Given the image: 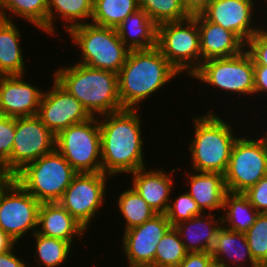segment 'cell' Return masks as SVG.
<instances>
[{
    "mask_svg": "<svg viewBox=\"0 0 267 267\" xmlns=\"http://www.w3.org/2000/svg\"><path fill=\"white\" fill-rule=\"evenodd\" d=\"M138 110L123 109L98 117L102 172L113 179L147 166L143 152V119Z\"/></svg>",
    "mask_w": 267,
    "mask_h": 267,
    "instance_id": "obj_1",
    "label": "cell"
},
{
    "mask_svg": "<svg viewBox=\"0 0 267 267\" xmlns=\"http://www.w3.org/2000/svg\"><path fill=\"white\" fill-rule=\"evenodd\" d=\"M175 76L179 77L180 73L157 47L130 50L118 73V95L122 108H140L144 100L159 93Z\"/></svg>",
    "mask_w": 267,
    "mask_h": 267,
    "instance_id": "obj_2",
    "label": "cell"
},
{
    "mask_svg": "<svg viewBox=\"0 0 267 267\" xmlns=\"http://www.w3.org/2000/svg\"><path fill=\"white\" fill-rule=\"evenodd\" d=\"M53 78L73 95L91 117L123 110L118 95V74L75 62L58 67Z\"/></svg>",
    "mask_w": 267,
    "mask_h": 267,
    "instance_id": "obj_3",
    "label": "cell"
},
{
    "mask_svg": "<svg viewBox=\"0 0 267 267\" xmlns=\"http://www.w3.org/2000/svg\"><path fill=\"white\" fill-rule=\"evenodd\" d=\"M192 118L194 138L187 146L191 156L190 170L224 175L233 144L239 134L234 132L232 124L211 109Z\"/></svg>",
    "mask_w": 267,
    "mask_h": 267,
    "instance_id": "obj_4",
    "label": "cell"
},
{
    "mask_svg": "<svg viewBox=\"0 0 267 267\" xmlns=\"http://www.w3.org/2000/svg\"><path fill=\"white\" fill-rule=\"evenodd\" d=\"M68 35L81 52L78 63L91 68L118 74L130 52L120 40L116 28L85 23L72 28Z\"/></svg>",
    "mask_w": 267,
    "mask_h": 267,
    "instance_id": "obj_5",
    "label": "cell"
},
{
    "mask_svg": "<svg viewBox=\"0 0 267 267\" xmlns=\"http://www.w3.org/2000/svg\"><path fill=\"white\" fill-rule=\"evenodd\" d=\"M76 174L55 149L26 165L13 179L40 203H54L61 199Z\"/></svg>",
    "mask_w": 267,
    "mask_h": 267,
    "instance_id": "obj_6",
    "label": "cell"
},
{
    "mask_svg": "<svg viewBox=\"0 0 267 267\" xmlns=\"http://www.w3.org/2000/svg\"><path fill=\"white\" fill-rule=\"evenodd\" d=\"M156 47L180 74L185 72L186 77L190 78L201 66L200 32L192 16L158 25Z\"/></svg>",
    "mask_w": 267,
    "mask_h": 267,
    "instance_id": "obj_7",
    "label": "cell"
},
{
    "mask_svg": "<svg viewBox=\"0 0 267 267\" xmlns=\"http://www.w3.org/2000/svg\"><path fill=\"white\" fill-rule=\"evenodd\" d=\"M55 149L77 173L102 172L98 117L74 124L56 135Z\"/></svg>",
    "mask_w": 267,
    "mask_h": 267,
    "instance_id": "obj_8",
    "label": "cell"
},
{
    "mask_svg": "<svg viewBox=\"0 0 267 267\" xmlns=\"http://www.w3.org/2000/svg\"><path fill=\"white\" fill-rule=\"evenodd\" d=\"M267 175V136H238L224 173L227 192L244 193Z\"/></svg>",
    "mask_w": 267,
    "mask_h": 267,
    "instance_id": "obj_9",
    "label": "cell"
},
{
    "mask_svg": "<svg viewBox=\"0 0 267 267\" xmlns=\"http://www.w3.org/2000/svg\"><path fill=\"white\" fill-rule=\"evenodd\" d=\"M191 78L224 91V95L254 96V62L246 50L233 57L202 62Z\"/></svg>",
    "mask_w": 267,
    "mask_h": 267,
    "instance_id": "obj_10",
    "label": "cell"
},
{
    "mask_svg": "<svg viewBox=\"0 0 267 267\" xmlns=\"http://www.w3.org/2000/svg\"><path fill=\"white\" fill-rule=\"evenodd\" d=\"M55 139L38 115L15 118L11 156L2 167L13 178L29 163L53 152Z\"/></svg>",
    "mask_w": 267,
    "mask_h": 267,
    "instance_id": "obj_11",
    "label": "cell"
},
{
    "mask_svg": "<svg viewBox=\"0 0 267 267\" xmlns=\"http://www.w3.org/2000/svg\"><path fill=\"white\" fill-rule=\"evenodd\" d=\"M41 203L11 178L0 190V228L16 243L37 231Z\"/></svg>",
    "mask_w": 267,
    "mask_h": 267,
    "instance_id": "obj_12",
    "label": "cell"
},
{
    "mask_svg": "<svg viewBox=\"0 0 267 267\" xmlns=\"http://www.w3.org/2000/svg\"><path fill=\"white\" fill-rule=\"evenodd\" d=\"M109 177L103 172L77 173L58 201L87 230L105 204Z\"/></svg>",
    "mask_w": 267,
    "mask_h": 267,
    "instance_id": "obj_13",
    "label": "cell"
},
{
    "mask_svg": "<svg viewBox=\"0 0 267 267\" xmlns=\"http://www.w3.org/2000/svg\"><path fill=\"white\" fill-rule=\"evenodd\" d=\"M51 88L44 90L38 116L56 136L69 126L91 118L89 113L73 95L65 90L54 78Z\"/></svg>",
    "mask_w": 267,
    "mask_h": 267,
    "instance_id": "obj_14",
    "label": "cell"
},
{
    "mask_svg": "<svg viewBox=\"0 0 267 267\" xmlns=\"http://www.w3.org/2000/svg\"><path fill=\"white\" fill-rule=\"evenodd\" d=\"M255 0H212L200 13L207 21L235 33L246 43L263 25L254 22ZM255 15V16H254ZM257 23V24H256ZM256 24V25H255ZM258 25V27H257ZM260 26V27H259Z\"/></svg>",
    "mask_w": 267,
    "mask_h": 267,
    "instance_id": "obj_15",
    "label": "cell"
},
{
    "mask_svg": "<svg viewBox=\"0 0 267 267\" xmlns=\"http://www.w3.org/2000/svg\"><path fill=\"white\" fill-rule=\"evenodd\" d=\"M171 227L166 214H156L142 225L122 231L126 266L154 263L157 245Z\"/></svg>",
    "mask_w": 267,
    "mask_h": 267,
    "instance_id": "obj_16",
    "label": "cell"
},
{
    "mask_svg": "<svg viewBox=\"0 0 267 267\" xmlns=\"http://www.w3.org/2000/svg\"><path fill=\"white\" fill-rule=\"evenodd\" d=\"M27 75L0 76V115H38L44 90L25 80ZM35 85V86H34Z\"/></svg>",
    "mask_w": 267,
    "mask_h": 267,
    "instance_id": "obj_17",
    "label": "cell"
},
{
    "mask_svg": "<svg viewBox=\"0 0 267 267\" xmlns=\"http://www.w3.org/2000/svg\"><path fill=\"white\" fill-rule=\"evenodd\" d=\"M148 168L146 166L130 173L129 176L132 175L133 178L131 179V187L147 202L155 213L166 214L175 185L172 175L179 168H174L169 173L160 168Z\"/></svg>",
    "mask_w": 267,
    "mask_h": 267,
    "instance_id": "obj_18",
    "label": "cell"
},
{
    "mask_svg": "<svg viewBox=\"0 0 267 267\" xmlns=\"http://www.w3.org/2000/svg\"><path fill=\"white\" fill-rule=\"evenodd\" d=\"M200 32L202 62L214 58H228L245 50V43L232 31L207 21L201 14L192 16Z\"/></svg>",
    "mask_w": 267,
    "mask_h": 267,
    "instance_id": "obj_19",
    "label": "cell"
},
{
    "mask_svg": "<svg viewBox=\"0 0 267 267\" xmlns=\"http://www.w3.org/2000/svg\"><path fill=\"white\" fill-rule=\"evenodd\" d=\"M87 230L58 202L41 203L38 212L37 233L58 238L73 245L74 239L83 240Z\"/></svg>",
    "mask_w": 267,
    "mask_h": 267,
    "instance_id": "obj_20",
    "label": "cell"
},
{
    "mask_svg": "<svg viewBox=\"0 0 267 267\" xmlns=\"http://www.w3.org/2000/svg\"><path fill=\"white\" fill-rule=\"evenodd\" d=\"M189 172H192L189 173ZM184 173L189 191L186 192L198 204L199 208L206 213L223 210L224 197L227 193L224 175L220 173L189 171ZM189 180V181H188Z\"/></svg>",
    "mask_w": 267,
    "mask_h": 267,
    "instance_id": "obj_21",
    "label": "cell"
},
{
    "mask_svg": "<svg viewBox=\"0 0 267 267\" xmlns=\"http://www.w3.org/2000/svg\"><path fill=\"white\" fill-rule=\"evenodd\" d=\"M210 254L214 262L225 267H258L251 255L245 234L223 226L217 231Z\"/></svg>",
    "mask_w": 267,
    "mask_h": 267,
    "instance_id": "obj_22",
    "label": "cell"
},
{
    "mask_svg": "<svg viewBox=\"0 0 267 267\" xmlns=\"http://www.w3.org/2000/svg\"><path fill=\"white\" fill-rule=\"evenodd\" d=\"M222 218L214 213H203L174 226L188 253L210 252Z\"/></svg>",
    "mask_w": 267,
    "mask_h": 267,
    "instance_id": "obj_23",
    "label": "cell"
},
{
    "mask_svg": "<svg viewBox=\"0 0 267 267\" xmlns=\"http://www.w3.org/2000/svg\"><path fill=\"white\" fill-rule=\"evenodd\" d=\"M157 26L148 14L139 8L129 14L116 31L129 50L151 49L157 46Z\"/></svg>",
    "mask_w": 267,
    "mask_h": 267,
    "instance_id": "obj_24",
    "label": "cell"
},
{
    "mask_svg": "<svg viewBox=\"0 0 267 267\" xmlns=\"http://www.w3.org/2000/svg\"><path fill=\"white\" fill-rule=\"evenodd\" d=\"M17 25L14 21L0 18V76L26 75L22 31Z\"/></svg>",
    "mask_w": 267,
    "mask_h": 267,
    "instance_id": "obj_25",
    "label": "cell"
},
{
    "mask_svg": "<svg viewBox=\"0 0 267 267\" xmlns=\"http://www.w3.org/2000/svg\"><path fill=\"white\" fill-rule=\"evenodd\" d=\"M93 15V0H48L47 3V34L56 36L54 24L61 17L66 34L72 28L83 25ZM87 19V20H86ZM86 20V21H85ZM69 23V24H68ZM55 35V36H54Z\"/></svg>",
    "mask_w": 267,
    "mask_h": 267,
    "instance_id": "obj_26",
    "label": "cell"
},
{
    "mask_svg": "<svg viewBox=\"0 0 267 267\" xmlns=\"http://www.w3.org/2000/svg\"><path fill=\"white\" fill-rule=\"evenodd\" d=\"M222 226L228 230L245 233L255 223L259 212L243 193L227 192L223 204Z\"/></svg>",
    "mask_w": 267,
    "mask_h": 267,
    "instance_id": "obj_27",
    "label": "cell"
},
{
    "mask_svg": "<svg viewBox=\"0 0 267 267\" xmlns=\"http://www.w3.org/2000/svg\"><path fill=\"white\" fill-rule=\"evenodd\" d=\"M47 3L48 0H0V18L10 21L23 18L47 34Z\"/></svg>",
    "mask_w": 267,
    "mask_h": 267,
    "instance_id": "obj_28",
    "label": "cell"
},
{
    "mask_svg": "<svg viewBox=\"0 0 267 267\" xmlns=\"http://www.w3.org/2000/svg\"><path fill=\"white\" fill-rule=\"evenodd\" d=\"M138 9V0H93V15L89 22L117 28L129 14Z\"/></svg>",
    "mask_w": 267,
    "mask_h": 267,
    "instance_id": "obj_29",
    "label": "cell"
},
{
    "mask_svg": "<svg viewBox=\"0 0 267 267\" xmlns=\"http://www.w3.org/2000/svg\"><path fill=\"white\" fill-rule=\"evenodd\" d=\"M36 247L34 250V261L37 262L38 267H59L64 263H67L66 260L70 259L69 256L72 254L71 250L73 245L70 242L58 239L50 238L35 232L32 235Z\"/></svg>",
    "mask_w": 267,
    "mask_h": 267,
    "instance_id": "obj_30",
    "label": "cell"
},
{
    "mask_svg": "<svg viewBox=\"0 0 267 267\" xmlns=\"http://www.w3.org/2000/svg\"><path fill=\"white\" fill-rule=\"evenodd\" d=\"M127 187L115 200L117 210L124 219V231L142 225L157 214L132 187Z\"/></svg>",
    "mask_w": 267,
    "mask_h": 267,
    "instance_id": "obj_31",
    "label": "cell"
},
{
    "mask_svg": "<svg viewBox=\"0 0 267 267\" xmlns=\"http://www.w3.org/2000/svg\"><path fill=\"white\" fill-rule=\"evenodd\" d=\"M139 8L157 24L183 21L191 17L183 0H138Z\"/></svg>",
    "mask_w": 267,
    "mask_h": 267,
    "instance_id": "obj_32",
    "label": "cell"
},
{
    "mask_svg": "<svg viewBox=\"0 0 267 267\" xmlns=\"http://www.w3.org/2000/svg\"><path fill=\"white\" fill-rule=\"evenodd\" d=\"M187 253L178 231L171 227L157 245L154 263L164 267H178Z\"/></svg>",
    "mask_w": 267,
    "mask_h": 267,
    "instance_id": "obj_33",
    "label": "cell"
},
{
    "mask_svg": "<svg viewBox=\"0 0 267 267\" xmlns=\"http://www.w3.org/2000/svg\"><path fill=\"white\" fill-rule=\"evenodd\" d=\"M244 234L254 260L258 264L267 260V213H259L255 223Z\"/></svg>",
    "mask_w": 267,
    "mask_h": 267,
    "instance_id": "obj_34",
    "label": "cell"
},
{
    "mask_svg": "<svg viewBox=\"0 0 267 267\" xmlns=\"http://www.w3.org/2000/svg\"><path fill=\"white\" fill-rule=\"evenodd\" d=\"M174 199L171 197L170 204L166 212L167 219L172 227L180 222L187 221L194 216L204 213L193 198L185 191L184 194L182 192L181 195H178L177 198L175 197Z\"/></svg>",
    "mask_w": 267,
    "mask_h": 267,
    "instance_id": "obj_35",
    "label": "cell"
},
{
    "mask_svg": "<svg viewBox=\"0 0 267 267\" xmlns=\"http://www.w3.org/2000/svg\"><path fill=\"white\" fill-rule=\"evenodd\" d=\"M245 50L254 65L267 66V25L262 26L246 43Z\"/></svg>",
    "mask_w": 267,
    "mask_h": 267,
    "instance_id": "obj_36",
    "label": "cell"
},
{
    "mask_svg": "<svg viewBox=\"0 0 267 267\" xmlns=\"http://www.w3.org/2000/svg\"><path fill=\"white\" fill-rule=\"evenodd\" d=\"M15 135V118L0 115V166L11 156Z\"/></svg>",
    "mask_w": 267,
    "mask_h": 267,
    "instance_id": "obj_37",
    "label": "cell"
},
{
    "mask_svg": "<svg viewBox=\"0 0 267 267\" xmlns=\"http://www.w3.org/2000/svg\"><path fill=\"white\" fill-rule=\"evenodd\" d=\"M243 194L259 213H267V175Z\"/></svg>",
    "mask_w": 267,
    "mask_h": 267,
    "instance_id": "obj_38",
    "label": "cell"
},
{
    "mask_svg": "<svg viewBox=\"0 0 267 267\" xmlns=\"http://www.w3.org/2000/svg\"><path fill=\"white\" fill-rule=\"evenodd\" d=\"M212 262L210 252L187 253L178 267H209Z\"/></svg>",
    "mask_w": 267,
    "mask_h": 267,
    "instance_id": "obj_39",
    "label": "cell"
},
{
    "mask_svg": "<svg viewBox=\"0 0 267 267\" xmlns=\"http://www.w3.org/2000/svg\"><path fill=\"white\" fill-rule=\"evenodd\" d=\"M267 92V66L254 65V95ZM267 96V93H266Z\"/></svg>",
    "mask_w": 267,
    "mask_h": 267,
    "instance_id": "obj_40",
    "label": "cell"
},
{
    "mask_svg": "<svg viewBox=\"0 0 267 267\" xmlns=\"http://www.w3.org/2000/svg\"><path fill=\"white\" fill-rule=\"evenodd\" d=\"M15 248L0 254V267H30L24 260L15 254Z\"/></svg>",
    "mask_w": 267,
    "mask_h": 267,
    "instance_id": "obj_41",
    "label": "cell"
},
{
    "mask_svg": "<svg viewBox=\"0 0 267 267\" xmlns=\"http://www.w3.org/2000/svg\"><path fill=\"white\" fill-rule=\"evenodd\" d=\"M212 0H183L187 12L193 16L200 14Z\"/></svg>",
    "mask_w": 267,
    "mask_h": 267,
    "instance_id": "obj_42",
    "label": "cell"
},
{
    "mask_svg": "<svg viewBox=\"0 0 267 267\" xmlns=\"http://www.w3.org/2000/svg\"><path fill=\"white\" fill-rule=\"evenodd\" d=\"M16 243L7 233L0 228V254L11 250L13 247L16 248Z\"/></svg>",
    "mask_w": 267,
    "mask_h": 267,
    "instance_id": "obj_43",
    "label": "cell"
},
{
    "mask_svg": "<svg viewBox=\"0 0 267 267\" xmlns=\"http://www.w3.org/2000/svg\"><path fill=\"white\" fill-rule=\"evenodd\" d=\"M12 177L0 166V190L7 184Z\"/></svg>",
    "mask_w": 267,
    "mask_h": 267,
    "instance_id": "obj_44",
    "label": "cell"
},
{
    "mask_svg": "<svg viewBox=\"0 0 267 267\" xmlns=\"http://www.w3.org/2000/svg\"><path fill=\"white\" fill-rule=\"evenodd\" d=\"M127 267H164L155 263H146V264H137V265H131Z\"/></svg>",
    "mask_w": 267,
    "mask_h": 267,
    "instance_id": "obj_45",
    "label": "cell"
},
{
    "mask_svg": "<svg viewBox=\"0 0 267 267\" xmlns=\"http://www.w3.org/2000/svg\"><path fill=\"white\" fill-rule=\"evenodd\" d=\"M209 267H225V266L213 261Z\"/></svg>",
    "mask_w": 267,
    "mask_h": 267,
    "instance_id": "obj_46",
    "label": "cell"
},
{
    "mask_svg": "<svg viewBox=\"0 0 267 267\" xmlns=\"http://www.w3.org/2000/svg\"><path fill=\"white\" fill-rule=\"evenodd\" d=\"M258 267H267V260H264L258 264Z\"/></svg>",
    "mask_w": 267,
    "mask_h": 267,
    "instance_id": "obj_47",
    "label": "cell"
}]
</instances>
